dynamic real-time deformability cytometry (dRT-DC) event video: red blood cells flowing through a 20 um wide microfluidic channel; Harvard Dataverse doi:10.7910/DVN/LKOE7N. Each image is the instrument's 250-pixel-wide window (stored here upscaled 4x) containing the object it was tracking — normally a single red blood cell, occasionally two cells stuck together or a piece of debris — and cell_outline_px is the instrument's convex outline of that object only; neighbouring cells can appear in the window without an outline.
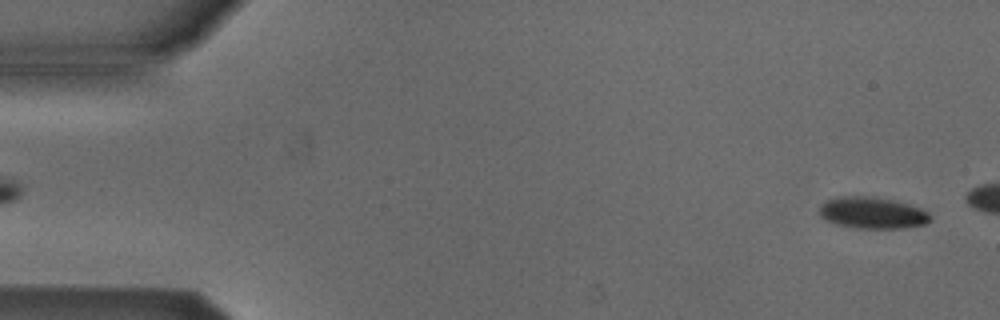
{"species": "Egyptian fruit bat (a non-hibernating species)", "species_latin": "Rousettus aegyptiacus", "temperature_condition": "cold", "stored_images_in_passage": 13, "camera_frame_rate_fps": 3000, "um_per_image_px": 0.085, "animal": {"sex": "male"}, "frame": {"image": 1, "passage_image": 2, "time_ms": 0.333, "image_size_px": [1000, 320], "cell_outline_px": [[932, 220], [924, 224], [904, 228], [856, 228], [836, 224], [824, 220], [820, 216], [820, 204], [824, 200], [840, 196], [872, 196], [896, 200], [920, 208], [928, 212], [932, 216]], "centroid_in_image_um": [74.14, 18.08], "position_along_channel_um": 10.9, "area_um2": 20.69}}